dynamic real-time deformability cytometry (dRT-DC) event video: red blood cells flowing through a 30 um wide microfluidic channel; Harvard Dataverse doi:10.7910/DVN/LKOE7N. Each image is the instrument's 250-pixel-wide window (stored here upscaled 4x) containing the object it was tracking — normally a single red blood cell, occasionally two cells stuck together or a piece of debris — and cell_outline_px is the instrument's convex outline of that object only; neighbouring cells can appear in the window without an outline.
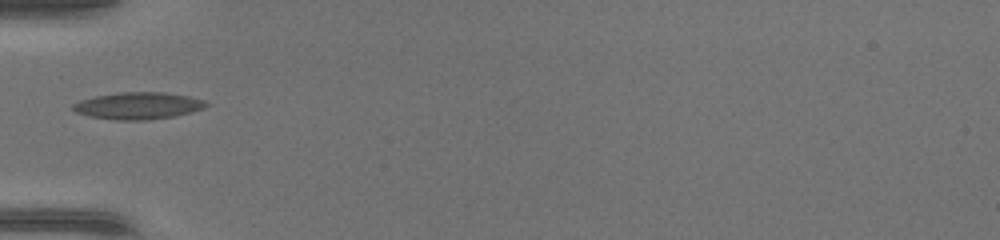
{"species": "common noctule bat (a hibernating species)", "species_latin": "Nyctalus noctula", "temperature_condition": "warm", "stored_images_in_passage": 31, "camera_frame_rate_fps": 3000, "um_per_image_px": 0.085, "animal": {"sex": "female", "body_mass_g": 17.0, "forearm_length_mm": 48.0}, "frame": {"image": 1, "passage_image": 1, "time_ms": 0.0, "image_size_px": [1000, 240], "cell_outline_px": [[212, 104], [204, 108], [192, 112], [176, 116], [148, 120], [116, 120], [88, 116], [76, 112], [72, 108], [72, 104], [80, 100], [96, 96], [120, 92], [164, 92], [188, 96], [204, 100]], "centroid_in_image_um": [11.78, 8.99], "position_along_channel_um": 73.2, "area_um2": 21.1}}
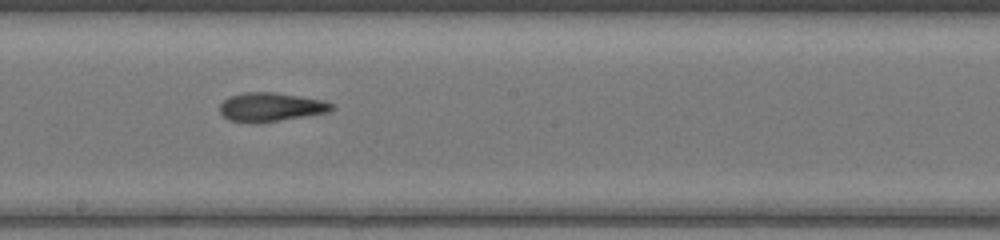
{"frame": {"image": 2, "passage_image": 11, "time_ms": 3.333, "image_size_px": [1000, 240], "cell_outline_px": [[336, 108], [328, 112], [256, 124], [252, 124], [228, 120], [220, 112], [220, 104], [228, 96], [244, 92], [276, 92], [324, 100], [332, 104]], "centroid_in_image_um": [22.99, 9.1], "position_along_channel_um": 225.2, "area_um2": 19.02}}
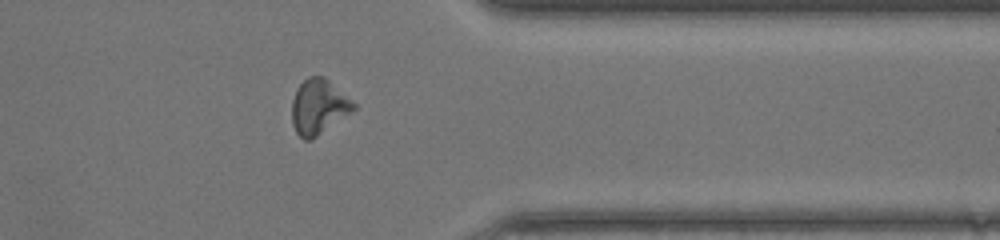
{"frame": {"image": 3, "passage_image": 22, "time_ms": 7.0, "image_size_px": [1000, 240], "cell_outline_px": [[356, 108], [352, 112], [312, 140], [304, 140], [296, 132], [292, 124], [292, 100], [296, 88], [308, 76], [324, 76], [356, 104]], "centroid_in_image_um": [27.07, 9.08], "position_along_channel_um": 384.3, "area_um2": 19.83}}